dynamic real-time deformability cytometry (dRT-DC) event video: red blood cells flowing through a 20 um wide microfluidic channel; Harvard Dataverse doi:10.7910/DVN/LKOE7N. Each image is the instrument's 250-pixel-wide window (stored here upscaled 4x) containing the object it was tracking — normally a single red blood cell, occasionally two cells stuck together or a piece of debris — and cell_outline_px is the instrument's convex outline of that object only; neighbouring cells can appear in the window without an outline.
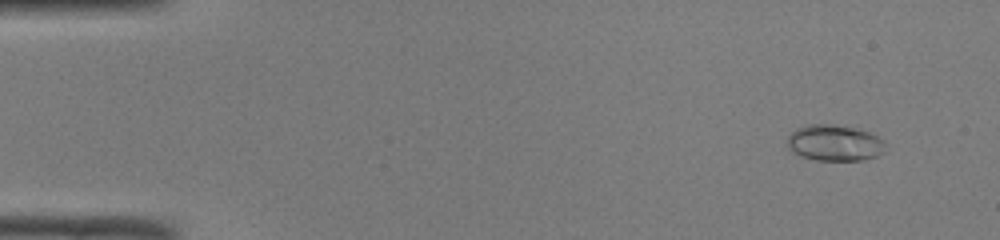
{"species": "common noctule bat (a hibernating species)", "species_latin": "Nyctalus noctula", "temperature_condition": "room temperature", "stored_images_in_passage": 50, "segment_of_instrument_passage": [1, 2], "camera_frame_rate_fps": 3000, "um_per_image_px": 0.085, "animal": {"sex": "male", "body_mass_g": 19.0, "forearm_length_mm": 50.8}, "frame": {"image": 1, "passage_image": 3, "time_ms": 0.667, "image_size_px": [1000, 240], "cell_outline_px": [[884, 144], [880, 152], [876, 156], [864, 160], [816, 160], [800, 156], [792, 152], [788, 148], [788, 136], [796, 128], [808, 124], [832, 124], [856, 128], [868, 132], [884, 140]], "centroid_in_image_um": [70.88, 12.14], "position_along_channel_um": 14.1, "area_um2": 20.52}}
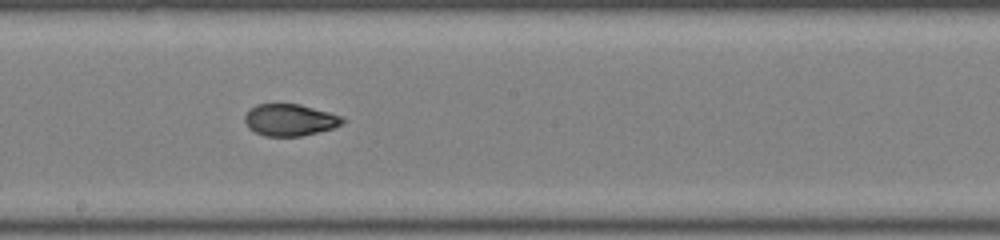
{"frame": {"image": 2, "passage_image": 27, "time_ms": 8.667, "image_size_px": [1000, 240], "cell_outline_px": [[348, 120], [344, 124], [332, 128], [300, 136], [264, 136], [248, 128], [244, 120], [244, 116], [256, 104], [300, 104], [344, 116]], "centroid_in_image_um": [24.68, 10.19], "position_along_channel_um": 223.5, "area_um2": 18.21}}
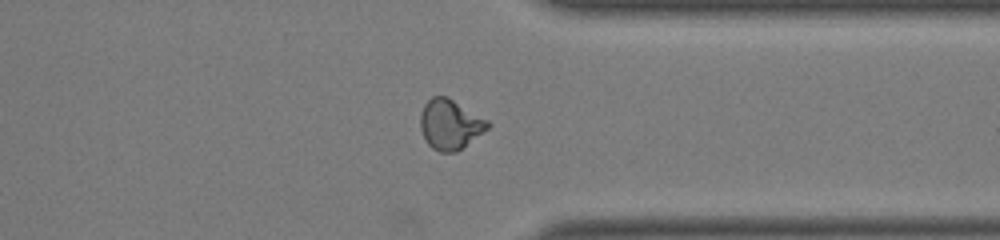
{"frame": {"image": 3, "passage_image": 38, "time_ms": 12.333, "image_size_px": [1000, 240], "cell_outline_px": [[492, 124], [488, 128], [456, 152], [440, 152], [432, 148], [428, 144], [420, 128], [420, 112], [424, 104], [432, 96], [444, 96], [452, 100], [488, 120]], "centroid_in_image_um": [38.23, 10.57], "position_along_channel_um": 373.2, "area_um2": 19.31}}